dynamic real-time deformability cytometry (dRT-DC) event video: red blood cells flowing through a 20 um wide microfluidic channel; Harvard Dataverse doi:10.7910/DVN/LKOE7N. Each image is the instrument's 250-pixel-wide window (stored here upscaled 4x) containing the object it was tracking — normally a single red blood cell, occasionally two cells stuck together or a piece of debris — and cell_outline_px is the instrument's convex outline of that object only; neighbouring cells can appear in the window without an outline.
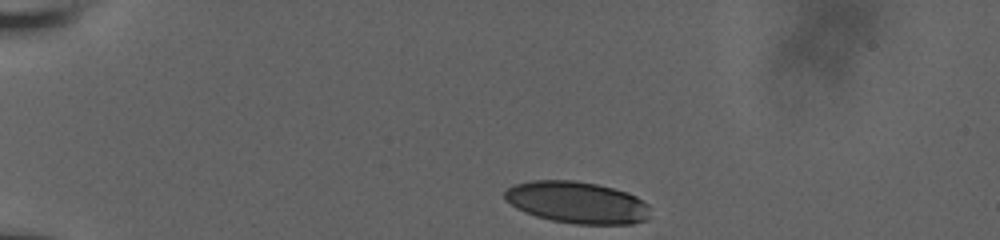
{"species": "human", "species_latin": "Homo sapiens", "temperature_condition": "room temperature", "stored_images_in_passage": 37, "camera_frame_rate_fps": 3000, "um_per_image_px": 0.085, "donor": {"sex": "male"}, "frame": {"image": 1, "passage_image": 1, "time_ms": 0.0, "image_size_px": [1000, 240], "cell_outline_px": [[648, 220], [632, 224], [576, 224], [552, 220], [536, 216], [524, 212], [516, 208], [504, 200], [504, 192], [512, 184], [532, 180], [576, 180], [596, 184], [628, 192], [636, 196], [648, 204]], "centroid_in_image_um": [49.02, 17.2], "position_along_channel_um": 36.0, "area_um2": 35.66}}
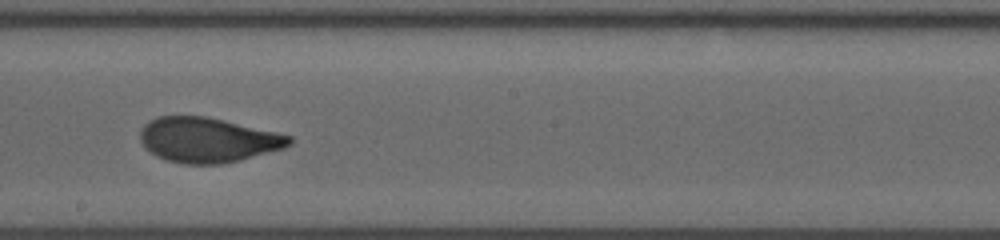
{"frame": {"image": 2, "passage_image": 22, "time_ms": 7.0, "image_size_px": [1000, 240], "cell_outline_px": [[292, 144], [284, 148], [240, 160], [220, 164], [184, 164], [168, 160], [156, 156], [140, 140], [140, 128], [144, 124], [160, 116], [204, 116], [224, 120], [276, 132], [292, 136]], "centroid_in_image_um": [17.68, 11.89], "position_along_channel_um": 230.5, "area_um2": 38.73}}
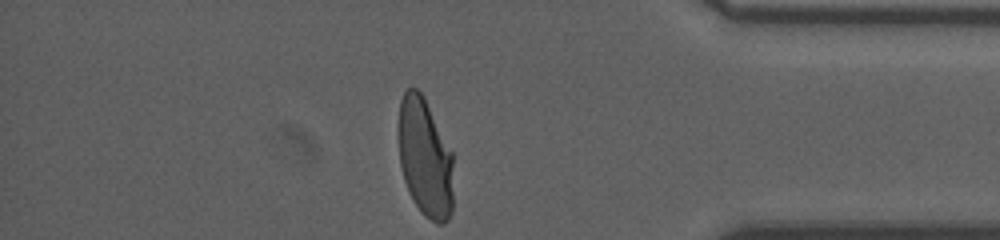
{"frame": {"image": 3, "passage_image": 37, "time_ms": 12.0, "image_size_px": [1000, 240], "cell_outline_px": [[452, 212], [448, 220], [444, 224], [436, 224], [424, 216], [420, 212], [412, 200], [404, 180], [400, 164], [396, 132], [396, 128], [400, 100], [404, 92], [408, 88], [416, 88], [424, 96], [452, 152]], "centroid_in_image_um": [36.09, 13.4], "position_along_channel_um": 399.1, "area_um2": 38.84}, "authors_computed_cell_mechanics": {"area_um2": 39.1306, "velocity_mm_per_s": 3.8166, "shape_relaxation_time_tau1_ms": 6.0391, "shape_relaxation_time_tau2_ms": 0.7671, "deformation_change_tau1": 0.2093, "deformation_change_tau2": 0.0547}}